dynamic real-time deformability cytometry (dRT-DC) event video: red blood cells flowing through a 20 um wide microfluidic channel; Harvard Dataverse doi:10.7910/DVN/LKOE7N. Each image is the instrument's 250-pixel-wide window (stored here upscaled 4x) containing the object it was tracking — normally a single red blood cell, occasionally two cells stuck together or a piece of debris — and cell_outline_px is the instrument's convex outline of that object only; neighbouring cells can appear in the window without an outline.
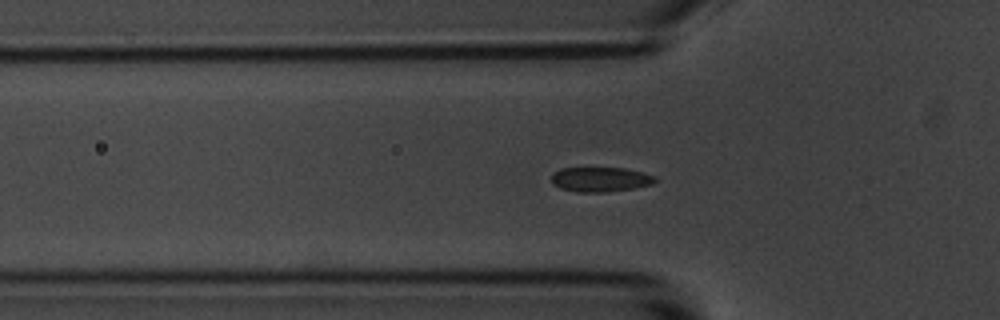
{"species": "common noctule bat (a hibernating species)", "species_latin": "Nyctalus noctula", "temperature_condition": "room temperature", "stored_images_in_passage": 31, "camera_frame_rate_fps": 3000, "um_per_image_px": 0.085, "animal": {"sex": "male", "body_mass_g": 20.1, "forearm_length_mm": 53.5}, "frame": {"image": 1, "passage_image": 17, "time_ms": 5.333, "image_size_px": [1000, 320], "cell_outline_px": [[656, 180], [652, 184], [636, 188], [604, 192], [576, 192], [560, 188], [552, 184], [552, 172], [560, 168], [624, 168], [656, 176]], "centroid_in_image_um": [51.0, 15.25], "position_along_channel_um": 74.8, "area_um2": 14.97}}
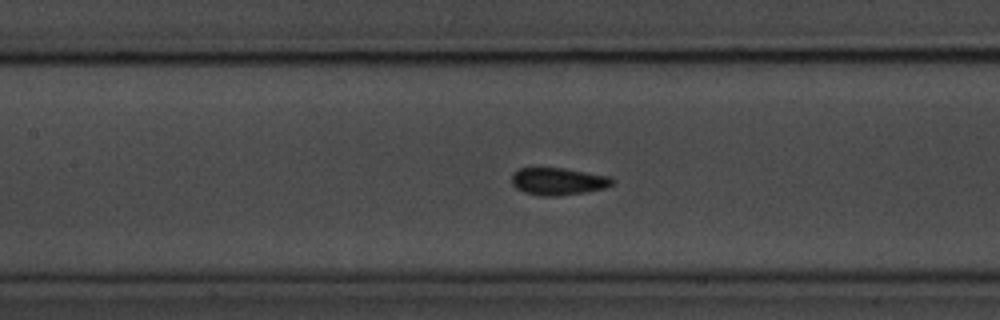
{"frame": {"image": 2, "passage_image": 24, "time_ms": 7.667, "image_size_px": [1000, 320], "cell_outline_px": [[616, 180], [612, 184], [604, 188], [584, 192], [556, 196], [540, 196], [524, 192], [516, 188], [512, 184], [512, 172], [520, 168], [564, 168], [608, 176]], "centroid_in_image_um": [47.41, 15.41], "position_along_channel_um": 160.0, "area_um2": 15.95}}
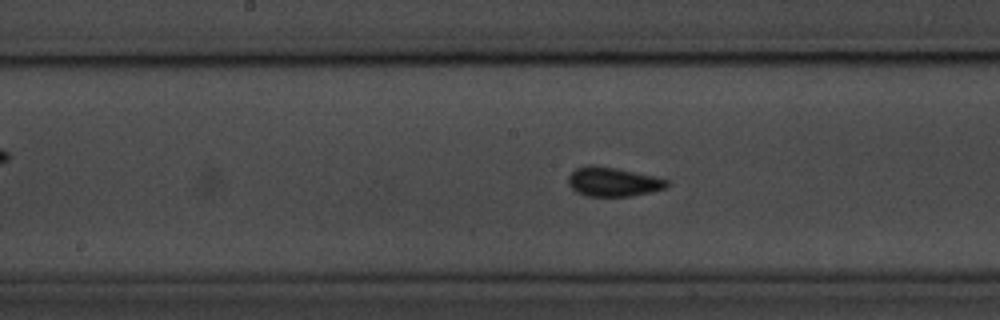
{"frame": {"image": 3, "passage_image": 27, "time_ms": 8.667, "image_size_px": [1000, 320], "cell_outline_px": [[668, 184], [664, 188], [652, 192], [632, 196], [588, 196], [576, 192], [568, 184], [568, 176], [576, 168], [588, 164], [592, 164], [616, 168], [656, 176], [668, 180]], "centroid_in_image_um": [52.1, 15.45], "position_along_channel_um": 196.1, "area_um2": 16.88}}